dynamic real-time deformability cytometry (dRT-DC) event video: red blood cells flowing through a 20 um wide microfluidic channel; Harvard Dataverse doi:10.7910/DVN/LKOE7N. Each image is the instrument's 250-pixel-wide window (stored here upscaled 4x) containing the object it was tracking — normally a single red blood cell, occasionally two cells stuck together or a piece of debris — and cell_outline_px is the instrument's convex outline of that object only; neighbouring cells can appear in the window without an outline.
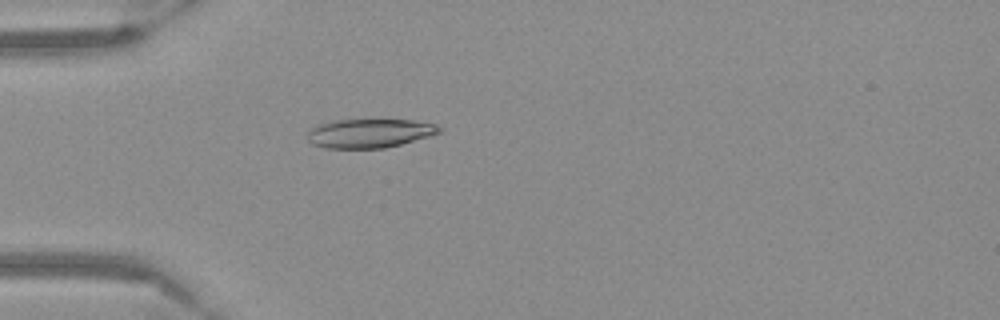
{"species": "Egyptian fruit bat (a non-hibernating species)", "species_latin": "Rousettus aegyptiacus", "temperature_condition": "warm", "stored_images_in_passage": 54, "camera_frame_rate_fps": 3000, "um_per_image_px": 0.085, "frame": {"image": 1, "passage_image": 16, "time_ms": 5.0, "image_size_px": [1000, 320], "cell_outline_px": [[440, 132], [428, 136], [400, 144], [384, 148], [324, 148], [312, 144], [308, 140], [308, 132], [316, 124], [332, 120], [412, 120], [436, 124], [440, 128]], "centroid_in_image_um": [31.35, 11.32], "position_along_channel_um": 53.6, "area_um2": 22.08}}
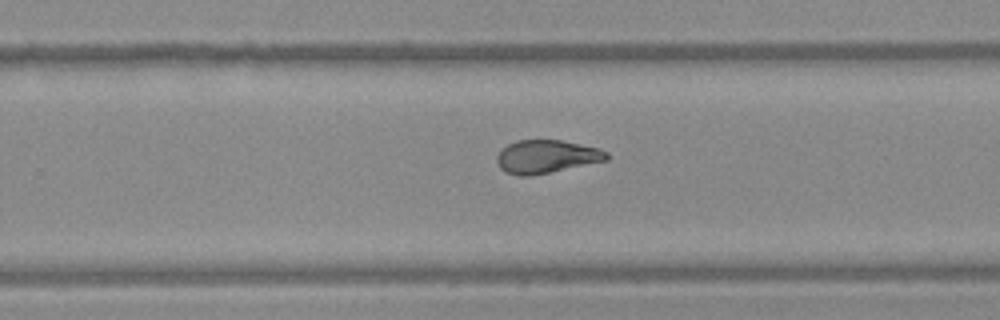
{"frame": {"image": 2, "passage_image": 35, "time_ms": 11.333, "image_size_px": [1000, 320], "cell_outline_px": [[608, 160], [532, 176], [520, 176], [504, 172], [500, 168], [496, 160], [496, 156], [508, 144], [516, 140], [560, 140], [600, 148], [608, 152]], "centroid_in_image_um": [46.45, 13.32], "position_along_channel_um": 283.4, "area_um2": 21.27}}
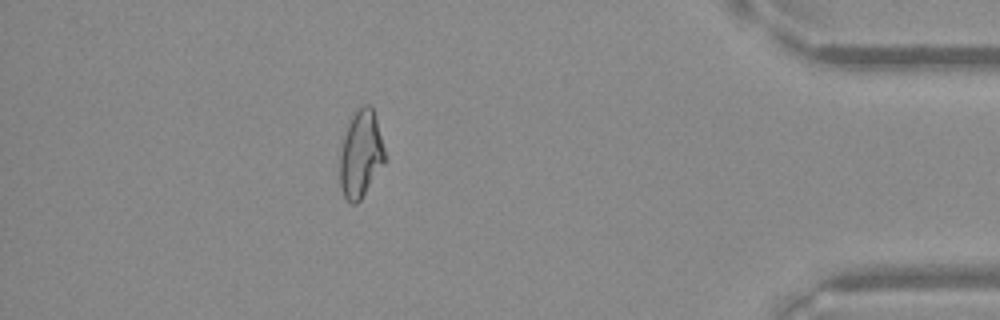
{"frame": {"image": 3, "passage_image": 48, "time_ms": 15.667, "image_size_px": [1000, 320], "cell_outline_px": [[384, 164], [360, 200], [356, 204], [352, 204], [344, 196], [340, 188], [340, 156], [344, 136], [348, 124], [356, 108], [364, 104], [368, 104], [372, 108], [376, 116], [384, 148]], "centroid_in_image_um": [30.66, 13.09], "position_along_channel_um": 404.5, "area_um2": 22.66}}